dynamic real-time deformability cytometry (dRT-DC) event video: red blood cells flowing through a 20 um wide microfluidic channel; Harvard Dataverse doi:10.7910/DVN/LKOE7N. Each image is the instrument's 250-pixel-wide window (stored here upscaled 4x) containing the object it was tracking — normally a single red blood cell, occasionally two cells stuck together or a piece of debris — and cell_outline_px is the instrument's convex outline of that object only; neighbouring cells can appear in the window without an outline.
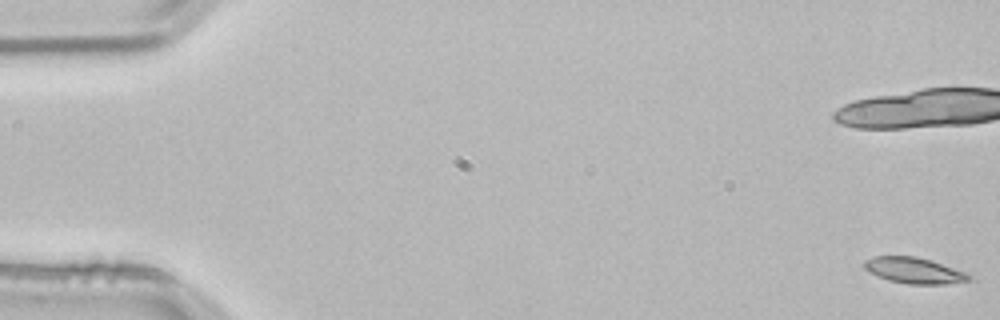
{"species": "common noctule bat (a hibernating species)", "species_latin": "Nyctalus noctula", "temperature_condition": "room temperature", "stored_images_in_passage": 55, "camera_frame_rate_fps": 3000, "um_per_image_px": 0.085, "animal": {"sex": "male", "body_mass_g": 21.5, "forearm_length_mm": 52.0}, "frame": {"image": 1, "passage_image": 1, "time_ms": 0.0, "image_size_px": [1000, 320], "cell_outline_px": [[972, 280], [944, 284], [908, 284], [888, 280], [876, 276], [868, 272], [864, 268], [864, 260], [872, 256], [916, 256], [932, 260], [964, 272], [972, 276]], "centroid_in_image_um": [77.66, 22.98], "position_along_channel_um": 7.3, "area_um2": 15.95}, "authors_computed_cell_mechanics": {"area_um2": 15.7794, "velocity_mm_per_s": 3.7999, "shape_relaxation_time_tau1_ms": null, "shape_relaxation_time_tau2_ms": 4.5338, "deformation_change_tau1": null, "deformation_change_tau2": 0.0891}}